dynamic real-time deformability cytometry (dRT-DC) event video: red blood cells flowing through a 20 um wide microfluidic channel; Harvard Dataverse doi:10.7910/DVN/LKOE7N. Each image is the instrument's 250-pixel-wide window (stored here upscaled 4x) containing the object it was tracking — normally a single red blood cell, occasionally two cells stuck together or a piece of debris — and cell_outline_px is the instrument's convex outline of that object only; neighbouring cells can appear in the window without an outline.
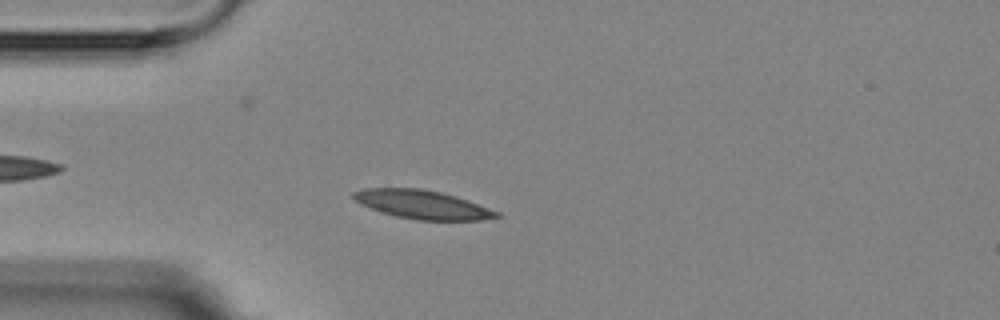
{"species": "Egyptian fruit bat (a non-hibernating species)", "species_latin": "Rousettus aegyptiacus", "temperature_condition": "room temperature", "stored_images_in_passage": 5, "camera_frame_rate_fps": 3000, "um_per_image_px": 0.085, "animal": {"sex": "female"}, "frame": {"image": 1, "passage_image": 5, "time_ms": 4.333, "image_size_px": [1000, 320], "cell_outline_px": [[504, 216], [480, 220], [416, 220], [396, 216], [360, 204], [352, 196], [352, 192], [364, 188], [420, 188], [440, 192], [456, 196], [500, 212]], "centroid_in_image_um": [35.93, 17.38], "position_along_channel_um": 49.1, "area_um2": 23.76}}